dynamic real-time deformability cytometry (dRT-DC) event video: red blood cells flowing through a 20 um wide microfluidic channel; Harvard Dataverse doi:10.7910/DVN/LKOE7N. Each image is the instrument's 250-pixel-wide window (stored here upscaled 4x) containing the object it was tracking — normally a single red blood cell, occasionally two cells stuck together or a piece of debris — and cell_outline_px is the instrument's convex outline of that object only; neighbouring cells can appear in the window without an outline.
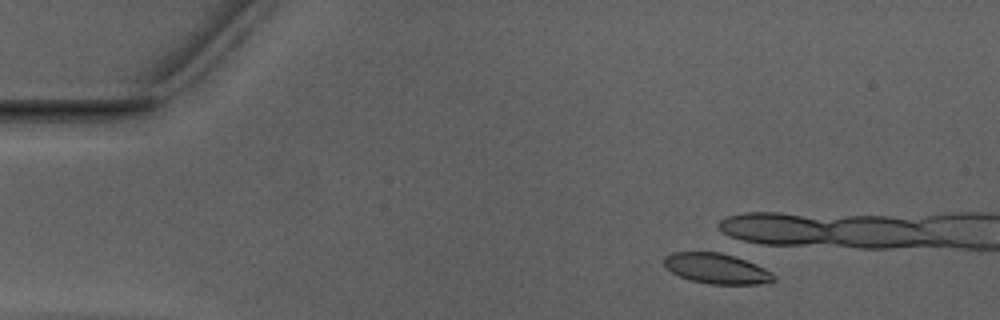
{"species": "Egyptian fruit bat (a non-hibernating species)", "species_latin": "Rousettus aegyptiacus", "temperature_condition": "warm", "stored_images_in_passage": 1, "camera_frame_rate_fps": 3000, "um_per_image_px": 0.085, "animal": {"sex": "male"}, "frame": {"image": 1, "passage_image": 1, "time_ms": 0.0, "image_size_px": [1000, 320], "cell_outline_px": [[776, 280], [760, 284], [708, 284], [692, 280], [680, 276], [664, 268], [664, 256], [672, 252], [720, 252], [744, 260], [764, 268], [772, 272], [776, 276]], "centroid_in_image_um": [60.89, 22.83], "position_along_channel_um": 24.1, "area_um2": 19.31}}